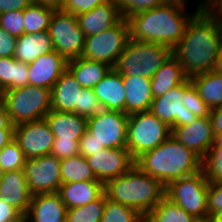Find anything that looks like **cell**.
<instances>
[{"label": "cell", "instance_id": "obj_1", "mask_svg": "<svg viewBox=\"0 0 222 222\" xmlns=\"http://www.w3.org/2000/svg\"><path fill=\"white\" fill-rule=\"evenodd\" d=\"M222 40V19L199 10L189 21L180 42L172 49L187 78L212 71Z\"/></svg>", "mask_w": 222, "mask_h": 222}, {"label": "cell", "instance_id": "obj_2", "mask_svg": "<svg viewBox=\"0 0 222 222\" xmlns=\"http://www.w3.org/2000/svg\"><path fill=\"white\" fill-rule=\"evenodd\" d=\"M186 0H172L127 19L130 39L154 42L173 49L185 33L191 18L199 11L186 13Z\"/></svg>", "mask_w": 222, "mask_h": 222}, {"label": "cell", "instance_id": "obj_3", "mask_svg": "<svg viewBox=\"0 0 222 222\" xmlns=\"http://www.w3.org/2000/svg\"><path fill=\"white\" fill-rule=\"evenodd\" d=\"M135 165L167 186L171 181L201 171L202 158L170 136L159 146L139 156Z\"/></svg>", "mask_w": 222, "mask_h": 222}, {"label": "cell", "instance_id": "obj_4", "mask_svg": "<svg viewBox=\"0 0 222 222\" xmlns=\"http://www.w3.org/2000/svg\"><path fill=\"white\" fill-rule=\"evenodd\" d=\"M108 199L127 205L145 217L164 197L166 186L134 165L104 185Z\"/></svg>", "mask_w": 222, "mask_h": 222}, {"label": "cell", "instance_id": "obj_5", "mask_svg": "<svg viewBox=\"0 0 222 222\" xmlns=\"http://www.w3.org/2000/svg\"><path fill=\"white\" fill-rule=\"evenodd\" d=\"M9 120L13 126L43 119L51 110V89L26 85L3 91Z\"/></svg>", "mask_w": 222, "mask_h": 222}, {"label": "cell", "instance_id": "obj_6", "mask_svg": "<svg viewBox=\"0 0 222 222\" xmlns=\"http://www.w3.org/2000/svg\"><path fill=\"white\" fill-rule=\"evenodd\" d=\"M171 55L172 49L166 45L129 39L114 69L121 75H141L151 79Z\"/></svg>", "mask_w": 222, "mask_h": 222}, {"label": "cell", "instance_id": "obj_7", "mask_svg": "<svg viewBox=\"0 0 222 222\" xmlns=\"http://www.w3.org/2000/svg\"><path fill=\"white\" fill-rule=\"evenodd\" d=\"M170 136L171 128L151 111L129 115L127 149L134 160L159 146Z\"/></svg>", "mask_w": 222, "mask_h": 222}, {"label": "cell", "instance_id": "obj_8", "mask_svg": "<svg viewBox=\"0 0 222 222\" xmlns=\"http://www.w3.org/2000/svg\"><path fill=\"white\" fill-rule=\"evenodd\" d=\"M209 182L204 172L171 181L166 186L165 196L197 220L209 219L207 191Z\"/></svg>", "mask_w": 222, "mask_h": 222}, {"label": "cell", "instance_id": "obj_9", "mask_svg": "<svg viewBox=\"0 0 222 222\" xmlns=\"http://www.w3.org/2000/svg\"><path fill=\"white\" fill-rule=\"evenodd\" d=\"M129 39L127 19L122 18L111 28L87 36L81 57L91 61L103 62L114 68Z\"/></svg>", "mask_w": 222, "mask_h": 222}, {"label": "cell", "instance_id": "obj_10", "mask_svg": "<svg viewBox=\"0 0 222 222\" xmlns=\"http://www.w3.org/2000/svg\"><path fill=\"white\" fill-rule=\"evenodd\" d=\"M48 32L54 49L67 60L81 57L86 36L79 27L76 15L55 10Z\"/></svg>", "mask_w": 222, "mask_h": 222}, {"label": "cell", "instance_id": "obj_11", "mask_svg": "<svg viewBox=\"0 0 222 222\" xmlns=\"http://www.w3.org/2000/svg\"><path fill=\"white\" fill-rule=\"evenodd\" d=\"M60 161L52 154L26 159L23 170L32 195L58 192L62 184Z\"/></svg>", "mask_w": 222, "mask_h": 222}, {"label": "cell", "instance_id": "obj_12", "mask_svg": "<svg viewBox=\"0 0 222 222\" xmlns=\"http://www.w3.org/2000/svg\"><path fill=\"white\" fill-rule=\"evenodd\" d=\"M128 118L127 113L111 110L87 118V131L105 148H127Z\"/></svg>", "mask_w": 222, "mask_h": 222}, {"label": "cell", "instance_id": "obj_13", "mask_svg": "<svg viewBox=\"0 0 222 222\" xmlns=\"http://www.w3.org/2000/svg\"><path fill=\"white\" fill-rule=\"evenodd\" d=\"M186 78L182 83L170 89L163 96L154 97L150 111L170 128L189 125L197 117L183 105L184 90L191 84Z\"/></svg>", "mask_w": 222, "mask_h": 222}, {"label": "cell", "instance_id": "obj_14", "mask_svg": "<svg viewBox=\"0 0 222 222\" xmlns=\"http://www.w3.org/2000/svg\"><path fill=\"white\" fill-rule=\"evenodd\" d=\"M54 138L45 118L14 126V139L18 142L26 159L50 154Z\"/></svg>", "mask_w": 222, "mask_h": 222}, {"label": "cell", "instance_id": "obj_15", "mask_svg": "<svg viewBox=\"0 0 222 222\" xmlns=\"http://www.w3.org/2000/svg\"><path fill=\"white\" fill-rule=\"evenodd\" d=\"M85 158L96 178L104 185L135 165L127 148H105Z\"/></svg>", "mask_w": 222, "mask_h": 222}, {"label": "cell", "instance_id": "obj_16", "mask_svg": "<svg viewBox=\"0 0 222 222\" xmlns=\"http://www.w3.org/2000/svg\"><path fill=\"white\" fill-rule=\"evenodd\" d=\"M171 136L203 158L215 141L210 117H199L189 125L171 128Z\"/></svg>", "mask_w": 222, "mask_h": 222}, {"label": "cell", "instance_id": "obj_17", "mask_svg": "<svg viewBox=\"0 0 222 222\" xmlns=\"http://www.w3.org/2000/svg\"><path fill=\"white\" fill-rule=\"evenodd\" d=\"M68 60L56 50L45 53L28 64L29 85L52 89L67 69Z\"/></svg>", "mask_w": 222, "mask_h": 222}, {"label": "cell", "instance_id": "obj_18", "mask_svg": "<svg viewBox=\"0 0 222 222\" xmlns=\"http://www.w3.org/2000/svg\"><path fill=\"white\" fill-rule=\"evenodd\" d=\"M67 207L58 192L32 195L24 222H66Z\"/></svg>", "mask_w": 222, "mask_h": 222}, {"label": "cell", "instance_id": "obj_19", "mask_svg": "<svg viewBox=\"0 0 222 222\" xmlns=\"http://www.w3.org/2000/svg\"><path fill=\"white\" fill-rule=\"evenodd\" d=\"M76 17L79 27L86 37L111 28L123 18L116 0L97 5L92 10L76 15Z\"/></svg>", "mask_w": 222, "mask_h": 222}, {"label": "cell", "instance_id": "obj_20", "mask_svg": "<svg viewBox=\"0 0 222 222\" xmlns=\"http://www.w3.org/2000/svg\"><path fill=\"white\" fill-rule=\"evenodd\" d=\"M0 198L18 209L23 215L26 214L32 194L23 169L3 173L0 182Z\"/></svg>", "mask_w": 222, "mask_h": 222}, {"label": "cell", "instance_id": "obj_21", "mask_svg": "<svg viewBox=\"0 0 222 222\" xmlns=\"http://www.w3.org/2000/svg\"><path fill=\"white\" fill-rule=\"evenodd\" d=\"M81 85L66 69L51 89V109L60 112H74L79 115Z\"/></svg>", "mask_w": 222, "mask_h": 222}, {"label": "cell", "instance_id": "obj_22", "mask_svg": "<svg viewBox=\"0 0 222 222\" xmlns=\"http://www.w3.org/2000/svg\"><path fill=\"white\" fill-rule=\"evenodd\" d=\"M122 81L126 92L125 113L130 115L150 111L154 99L151 91V79L141 75H122Z\"/></svg>", "mask_w": 222, "mask_h": 222}, {"label": "cell", "instance_id": "obj_23", "mask_svg": "<svg viewBox=\"0 0 222 222\" xmlns=\"http://www.w3.org/2000/svg\"><path fill=\"white\" fill-rule=\"evenodd\" d=\"M54 135V140H80L87 131V118L74 112L51 109L44 117Z\"/></svg>", "mask_w": 222, "mask_h": 222}, {"label": "cell", "instance_id": "obj_24", "mask_svg": "<svg viewBox=\"0 0 222 222\" xmlns=\"http://www.w3.org/2000/svg\"><path fill=\"white\" fill-rule=\"evenodd\" d=\"M97 99L112 111L125 113V89L122 75L112 68L93 88Z\"/></svg>", "mask_w": 222, "mask_h": 222}, {"label": "cell", "instance_id": "obj_25", "mask_svg": "<svg viewBox=\"0 0 222 222\" xmlns=\"http://www.w3.org/2000/svg\"><path fill=\"white\" fill-rule=\"evenodd\" d=\"M104 192V184L100 181L63 183L58 190L67 209L80 207L97 200Z\"/></svg>", "mask_w": 222, "mask_h": 222}, {"label": "cell", "instance_id": "obj_26", "mask_svg": "<svg viewBox=\"0 0 222 222\" xmlns=\"http://www.w3.org/2000/svg\"><path fill=\"white\" fill-rule=\"evenodd\" d=\"M54 50L48 30L33 34L24 33L17 38L14 57L18 61L29 64L43 54Z\"/></svg>", "mask_w": 222, "mask_h": 222}, {"label": "cell", "instance_id": "obj_27", "mask_svg": "<svg viewBox=\"0 0 222 222\" xmlns=\"http://www.w3.org/2000/svg\"><path fill=\"white\" fill-rule=\"evenodd\" d=\"M67 69L82 88H93L112 69L103 62L91 61L82 57L68 60Z\"/></svg>", "mask_w": 222, "mask_h": 222}, {"label": "cell", "instance_id": "obj_28", "mask_svg": "<svg viewBox=\"0 0 222 222\" xmlns=\"http://www.w3.org/2000/svg\"><path fill=\"white\" fill-rule=\"evenodd\" d=\"M186 78L182 71L181 64L171 55L151 78L153 97L163 96L170 89L182 83Z\"/></svg>", "mask_w": 222, "mask_h": 222}, {"label": "cell", "instance_id": "obj_29", "mask_svg": "<svg viewBox=\"0 0 222 222\" xmlns=\"http://www.w3.org/2000/svg\"><path fill=\"white\" fill-rule=\"evenodd\" d=\"M28 63L15 57H0V94L3 91L29 85Z\"/></svg>", "mask_w": 222, "mask_h": 222}, {"label": "cell", "instance_id": "obj_30", "mask_svg": "<svg viewBox=\"0 0 222 222\" xmlns=\"http://www.w3.org/2000/svg\"><path fill=\"white\" fill-rule=\"evenodd\" d=\"M199 97L210 109L222 105V75L208 71L190 78Z\"/></svg>", "mask_w": 222, "mask_h": 222}, {"label": "cell", "instance_id": "obj_31", "mask_svg": "<svg viewBox=\"0 0 222 222\" xmlns=\"http://www.w3.org/2000/svg\"><path fill=\"white\" fill-rule=\"evenodd\" d=\"M166 196L144 217V222H197Z\"/></svg>", "mask_w": 222, "mask_h": 222}, {"label": "cell", "instance_id": "obj_32", "mask_svg": "<svg viewBox=\"0 0 222 222\" xmlns=\"http://www.w3.org/2000/svg\"><path fill=\"white\" fill-rule=\"evenodd\" d=\"M60 166L62 184L80 181H99L92 172L86 158L80 154L62 159Z\"/></svg>", "mask_w": 222, "mask_h": 222}, {"label": "cell", "instance_id": "obj_33", "mask_svg": "<svg viewBox=\"0 0 222 222\" xmlns=\"http://www.w3.org/2000/svg\"><path fill=\"white\" fill-rule=\"evenodd\" d=\"M55 9L39 4H31L23 10L24 33L33 34L49 29Z\"/></svg>", "mask_w": 222, "mask_h": 222}, {"label": "cell", "instance_id": "obj_34", "mask_svg": "<svg viewBox=\"0 0 222 222\" xmlns=\"http://www.w3.org/2000/svg\"><path fill=\"white\" fill-rule=\"evenodd\" d=\"M105 205V192L97 199L80 207L66 210V222H100Z\"/></svg>", "mask_w": 222, "mask_h": 222}, {"label": "cell", "instance_id": "obj_35", "mask_svg": "<svg viewBox=\"0 0 222 222\" xmlns=\"http://www.w3.org/2000/svg\"><path fill=\"white\" fill-rule=\"evenodd\" d=\"M100 222H144V217L135 209L108 199L105 194L104 212Z\"/></svg>", "mask_w": 222, "mask_h": 222}, {"label": "cell", "instance_id": "obj_36", "mask_svg": "<svg viewBox=\"0 0 222 222\" xmlns=\"http://www.w3.org/2000/svg\"><path fill=\"white\" fill-rule=\"evenodd\" d=\"M25 162L26 157L14 138L0 151V165L4 172L23 169Z\"/></svg>", "mask_w": 222, "mask_h": 222}, {"label": "cell", "instance_id": "obj_37", "mask_svg": "<svg viewBox=\"0 0 222 222\" xmlns=\"http://www.w3.org/2000/svg\"><path fill=\"white\" fill-rule=\"evenodd\" d=\"M109 111L108 106L100 102L93 89L82 88L79 99V115L89 118L107 114Z\"/></svg>", "mask_w": 222, "mask_h": 222}, {"label": "cell", "instance_id": "obj_38", "mask_svg": "<svg viewBox=\"0 0 222 222\" xmlns=\"http://www.w3.org/2000/svg\"><path fill=\"white\" fill-rule=\"evenodd\" d=\"M202 171L209 183L222 182V150H209L202 158Z\"/></svg>", "mask_w": 222, "mask_h": 222}, {"label": "cell", "instance_id": "obj_39", "mask_svg": "<svg viewBox=\"0 0 222 222\" xmlns=\"http://www.w3.org/2000/svg\"><path fill=\"white\" fill-rule=\"evenodd\" d=\"M171 1L172 0H116L120 14L125 19Z\"/></svg>", "mask_w": 222, "mask_h": 222}, {"label": "cell", "instance_id": "obj_40", "mask_svg": "<svg viewBox=\"0 0 222 222\" xmlns=\"http://www.w3.org/2000/svg\"><path fill=\"white\" fill-rule=\"evenodd\" d=\"M0 28L7 34L19 38L24 34L23 10H13L0 14Z\"/></svg>", "mask_w": 222, "mask_h": 222}, {"label": "cell", "instance_id": "obj_41", "mask_svg": "<svg viewBox=\"0 0 222 222\" xmlns=\"http://www.w3.org/2000/svg\"><path fill=\"white\" fill-rule=\"evenodd\" d=\"M183 105L188 108L197 118L207 117L210 114V108L207 104L199 97L197 89L191 83L184 90Z\"/></svg>", "mask_w": 222, "mask_h": 222}, {"label": "cell", "instance_id": "obj_42", "mask_svg": "<svg viewBox=\"0 0 222 222\" xmlns=\"http://www.w3.org/2000/svg\"><path fill=\"white\" fill-rule=\"evenodd\" d=\"M52 155L62 160L79 154V140H54Z\"/></svg>", "mask_w": 222, "mask_h": 222}, {"label": "cell", "instance_id": "obj_43", "mask_svg": "<svg viewBox=\"0 0 222 222\" xmlns=\"http://www.w3.org/2000/svg\"><path fill=\"white\" fill-rule=\"evenodd\" d=\"M113 0H65L62 11L79 15L92 10L97 5H102Z\"/></svg>", "mask_w": 222, "mask_h": 222}, {"label": "cell", "instance_id": "obj_44", "mask_svg": "<svg viewBox=\"0 0 222 222\" xmlns=\"http://www.w3.org/2000/svg\"><path fill=\"white\" fill-rule=\"evenodd\" d=\"M207 209L209 217L215 212L222 211V182L209 183Z\"/></svg>", "mask_w": 222, "mask_h": 222}, {"label": "cell", "instance_id": "obj_45", "mask_svg": "<svg viewBox=\"0 0 222 222\" xmlns=\"http://www.w3.org/2000/svg\"><path fill=\"white\" fill-rule=\"evenodd\" d=\"M102 149L105 147L99 144L88 131L79 140V154L84 157L93 156Z\"/></svg>", "mask_w": 222, "mask_h": 222}, {"label": "cell", "instance_id": "obj_46", "mask_svg": "<svg viewBox=\"0 0 222 222\" xmlns=\"http://www.w3.org/2000/svg\"><path fill=\"white\" fill-rule=\"evenodd\" d=\"M0 222H24V215L0 198Z\"/></svg>", "mask_w": 222, "mask_h": 222}, {"label": "cell", "instance_id": "obj_47", "mask_svg": "<svg viewBox=\"0 0 222 222\" xmlns=\"http://www.w3.org/2000/svg\"><path fill=\"white\" fill-rule=\"evenodd\" d=\"M17 38L0 28V57H14Z\"/></svg>", "mask_w": 222, "mask_h": 222}, {"label": "cell", "instance_id": "obj_48", "mask_svg": "<svg viewBox=\"0 0 222 222\" xmlns=\"http://www.w3.org/2000/svg\"><path fill=\"white\" fill-rule=\"evenodd\" d=\"M31 4V0H0V14L13 10H24Z\"/></svg>", "mask_w": 222, "mask_h": 222}, {"label": "cell", "instance_id": "obj_49", "mask_svg": "<svg viewBox=\"0 0 222 222\" xmlns=\"http://www.w3.org/2000/svg\"><path fill=\"white\" fill-rule=\"evenodd\" d=\"M209 117L214 135L217 136L222 134V105L210 109Z\"/></svg>", "mask_w": 222, "mask_h": 222}, {"label": "cell", "instance_id": "obj_50", "mask_svg": "<svg viewBox=\"0 0 222 222\" xmlns=\"http://www.w3.org/2000/svg\"><path fill=\"white\" fill-rule=\"evenodd\" d=\"M0 132H14L4 102L0 99Z\"/></svg>", "mask_w": 222, "mask_h": 222}, {"label": "cell", "instance_id": "obj_51", "mask_svg": "<svg viewBox=\"0 0 222 222\" xmlns=\"http://www.w3.org/2000/svg\"><path fill=\"white\" fill-rule=\"evenodd\" d=\"M205 11L217 18L222 19V0H214L206 9Z\"/></svg>", "mask_w": 222, "mask_h": 222}, {"label": "cell", "instance_id": "obj_52", "mask_svg": "<svg viewBox=\"0 0 222 222\" xmlns=\"http://www.w3.org/2000/svg\"><path fill=\"white\" fill-rule=\"evenodd\" d=\"M33 4H39L55 10H62L65 0H31Z\"/></svg>", "mask_w": 222, "mask_h": 222}, {"label": "cell", "instance_id": "obj_53", "mask_svg": "<svg viewBox=\"0 0 222 222\" xmlns=\"http://www.w3.org/2000/svg\"><path fill=\"white\" fill-rule=\"evenodd\" d=\"M14 138V132H0V151Z\"/></svg>", "mask_w": 222, "mask_h": 222}, {"label": "cell", "instance_id": "obj_54", "mask_svg": "<svg viewBox=\"0 0 222 222\" xmlns=\"http://www.w3.org/2000/svg\"><path fill=\"white\" fill-rule=\"evenodd\" d=\"M213 71L222 75V40L220 43L219 55H218L217 60L215 62Z\"/></svg>", "mask_w": 222, "mask_h": 222}, {"label": "cell", "instance_id": "obj_55", "mask_svg": "<svg viewBox=\"0 0 222 222\" xmlns=\"http://www.w3.org/2000/svg\"><path fill=\"white\" fill-rule=\"evenodd\" d=\"M209 150H222V134L215 136V141Z\"/></svg>", "mask_w": 222, "mask_h": 222}, {"label": "cell", "instance_id": "obj_56", "mask_svg": "<svg viewBox=\"0 0 222 222\" xmlns=\"http://www.w3.org/2000/svg\"><path fill=\"white\" fill-rule=\"evenodd\" d=\"M209 220H210L211 222H222V211L213 213V214L209 217Z\"/></svg>", "mask_w": 222, "mask_h": 222}, {"label": "cell", "instance_id": "obj_57", "mask_svg": "<svg viewBox=\"0 0 222 222\" xmlns=\"http://www.w3.org/2000/svg\"><path fill=\"white\" fill-rule=\"evenodd\" d=\"M214 0H201V3L199 2L198 9L199 10H205Z\"/></svg>", "mask_w": 222, "mask_h": 222}, {"label": "cell", "instance_id": "obj_58", "mask_svg": "<svg viewBox=\"0 0 222 222\" xmlns=\"http://www.w3.org/2000/svg\"><path fill=\"white\" fill-rule=\"evenodd\" d=\"M4 171L2 170V167L0 165V182L2 181Z\"/></svg>", "mask_w": 222, "mask_h": 222}, {"label": "cell", "instance_id": "obj_59", "mask_svg": "<svg viewBox=\"0 0 222 222\" xmlns=\"http://www.w3.org/2000/svg\"><path fill=\"white\" fill-rule=\"evenodd\" d=\"M197 222H211L209 219L206 220H198Z\"/></svg>", "mask_w": 222, "mask_h": 222}]
</instances>
